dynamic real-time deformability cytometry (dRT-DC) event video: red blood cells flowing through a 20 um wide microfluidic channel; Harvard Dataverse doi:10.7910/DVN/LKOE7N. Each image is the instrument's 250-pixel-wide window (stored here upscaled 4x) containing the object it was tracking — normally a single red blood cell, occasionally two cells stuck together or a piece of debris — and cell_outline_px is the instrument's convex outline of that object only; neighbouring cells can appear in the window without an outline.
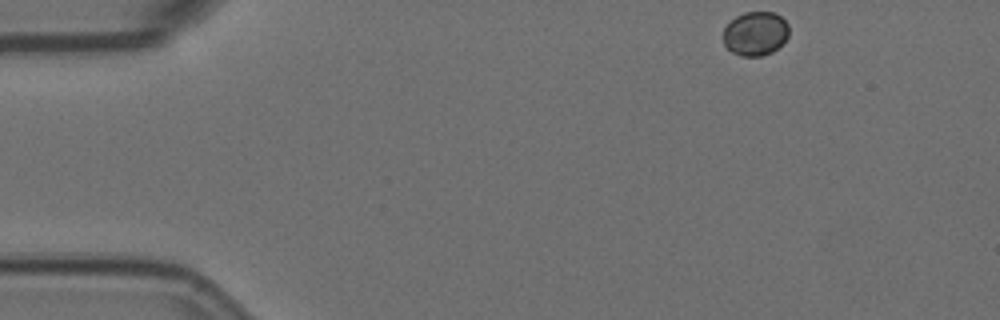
{"species": "Egyptian fruit bat (a non-hibernating species)", "species_latin": "Rousettus aegyptiacus", "temperature_condition": "room temperature", "stored_images_in_passage": 8, "camera_frame_rate_fps": 3000, "um_per_image_px": 0.085, "animal": {"sex": "female"}, "frame": {"image": 1, "passage_image": 1, "time_ms": 0.0, "image_size_px": [1000, 320], "cell_outline_px": [[788, 36], [772, 52], [760, 56], [740, 56], [732, 52], [724, 44], [724, 28], [736, 16], [744, 12], [776, 12], [788, 24]], "centroid_in_image_um": [64.2, 2.84], "position_along_channel_um": 20.8, "area_um2": 16.7}}
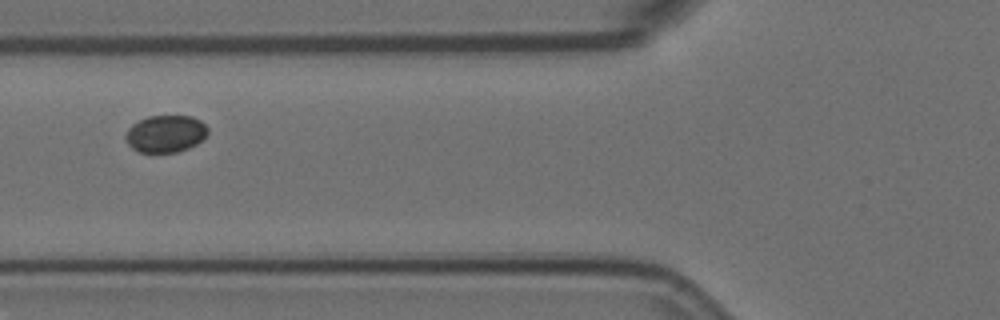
{"frame": {"image": 2, "passage_image": 5, "time_ms": 1.333, "image_size_px": [1000, 320], "cell_outline_px": [[208, 132], [196, 144], [188, 148], [176, 152], [140, 152], [132, 148], [124, 140], [124, 136], [128, 128], [132, 124], [148, 116], [192, 116], [200, 120], [208, 128]], "centroid_in_image_um": [14.04, 11.36], "position_along_channel_um": 111.8, "area_um2": 17.74}}
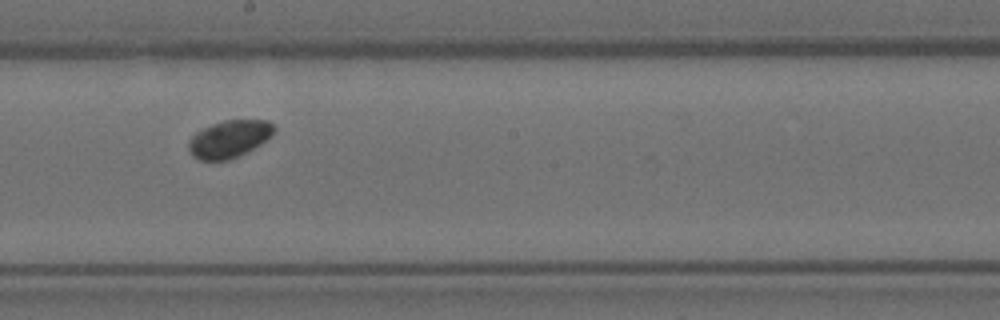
{"frame": {"image": 3, "passage_image": 8, "time_ms": 2.333, "image_size_px": [1000, 320], "cell_outline_px": [[276, 132], [272, 136], [260, 144], [228, 160], [200, 160], [192, 156], [188, 148], [188, 140], [200, 128], [224, 120], [268, 120], [276, 128]], "centroid_in_image_um": [19.47, 11.79], "position_along_channel_um": 228.7, "area_um2": 18.61}}